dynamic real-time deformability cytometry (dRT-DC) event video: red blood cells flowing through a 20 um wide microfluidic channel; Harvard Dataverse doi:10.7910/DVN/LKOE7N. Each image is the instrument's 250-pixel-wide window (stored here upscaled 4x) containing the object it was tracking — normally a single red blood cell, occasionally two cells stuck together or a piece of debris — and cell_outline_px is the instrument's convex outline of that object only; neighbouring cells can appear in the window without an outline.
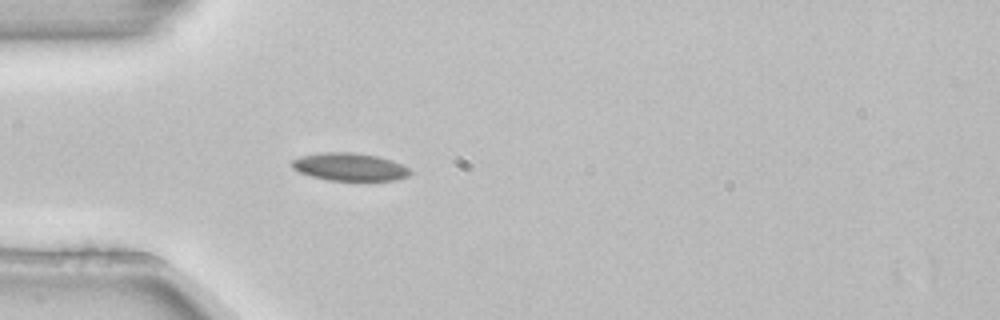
{"species": "common noctule bat (a hibernating species)", "species_latin": "Nyctalus noctula", "temperature_condition": "room temperature", "stored_images_in_passage": 1, "camera_frame_rate_fps": 3000, "um_per_image_px": 0.085, "animal": {"sex": "female", "body_mass_g": 22.7, "forearm_length_mm": 54.2}, "frame": {"image": 1, "passage_image": 1, "time_ms": 0.0, "image_size_px": [1000, 320], "cell_outline_px": [[412, 172], [408, 176], [396, 180], [328, 180], [312, 176], [300, 172], [292, 168], [288, 164], [292, 160], [300, 156], [320, 152], [352, 152], [380, 156], [392, 160], [408, 168]], "centroid_in_image_um": [29.69, 14.17], "position_along_channel_um": 55.3, "area_um2": 19.25}}